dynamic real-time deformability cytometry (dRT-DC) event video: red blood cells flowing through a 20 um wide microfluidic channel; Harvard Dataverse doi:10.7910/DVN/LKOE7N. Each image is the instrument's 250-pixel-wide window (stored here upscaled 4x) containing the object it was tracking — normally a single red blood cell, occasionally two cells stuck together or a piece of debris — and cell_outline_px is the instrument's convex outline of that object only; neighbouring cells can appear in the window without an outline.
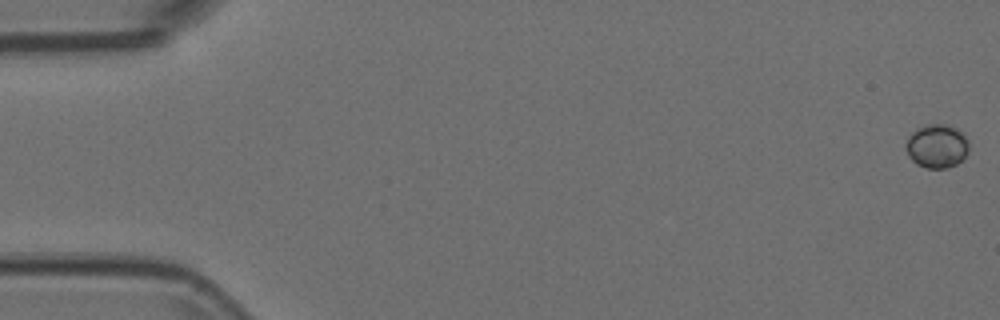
{"species": "Egyptian fruit bat (a non-hibernating species)", "species_latin": "Rousettus aegyptiacus", "temperature_condition": "room temperature", "stored_images_in_passage": 55, "camera_frame_rate_fps": 3000, "um_per_image_px": 0.085, "animal": {"sex": "female"}, "frame": {"image": 1, "passage_image": 1, "time_ms": 0.0, "image_size_px": [1000, 320], "cell_outline_px": [[968, 152], [956, 164], [948, 168], [928, 168], [916, 164], [908, 156], [904, 144], [908, 136], [916, 128], [928, 124], [948, 124], [956, 128], [968, 140]], "centroid_in_image_um": [79.6, 12.41], "position_along_channel_um": 5.4, "area_um2": 16.13}}
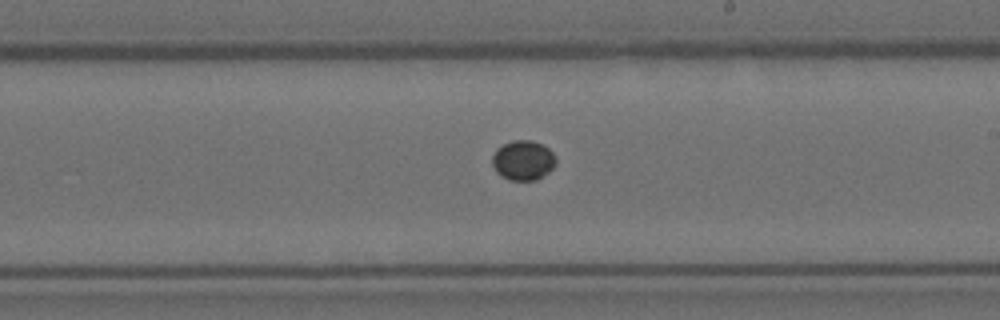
{"frame": {"image": 2, "passage_image": 32, "time_ms": 10.333, "image_size_px": [1000, 320], "cell_outline_px": [[556, 164], [544, 176], [536, 180], [508, 180], [500, 176], [496, 172], [492, 164], [492, 156], [496, 148], [512, 140], [532, 140], [544, 144], [556, 156]], "centroid_in_image_um": [44.46, 13.62], "position_along_channel_um": 244.5, "area_um2": 15.03}}
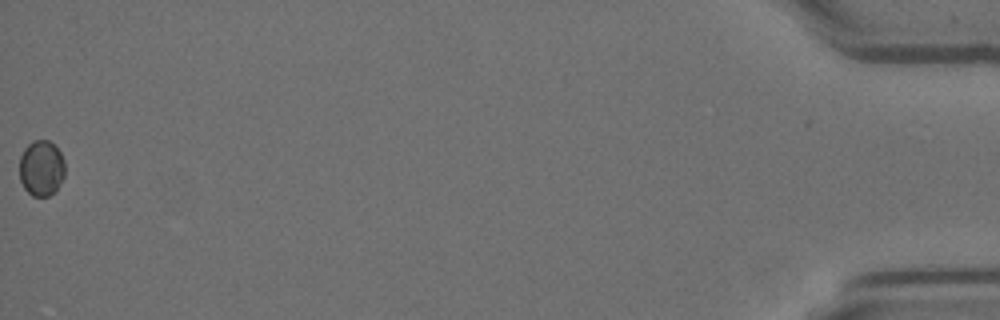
{"frame": {"image": 3, "passage_image": 55, "time_ms": 18.0, "image_size_px": [1000, 320], "cell_outline_px": [[64, 176], [56, 188], [48, 196], [32, 196], [24, 188], [20, 180], [20, 156], [24, 148], [32, 140], [48, 140], [60, 152], [64, 160]], "centroid_in_image_um": [3.49, 14.28], "position_along_channel_um": 431.7, "area_um2": 14.62}}